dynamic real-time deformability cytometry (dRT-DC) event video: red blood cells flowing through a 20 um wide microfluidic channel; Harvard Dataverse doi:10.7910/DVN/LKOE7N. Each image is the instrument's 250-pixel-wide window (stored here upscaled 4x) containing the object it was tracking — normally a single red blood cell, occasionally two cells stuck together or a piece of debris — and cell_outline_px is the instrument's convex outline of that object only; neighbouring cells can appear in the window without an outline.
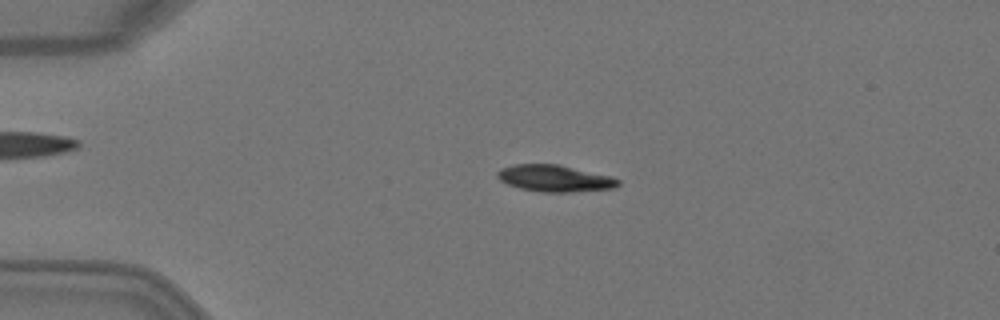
{"species": "Egyptian fruit bat (a non-hibernating species)", "species_latin": "Rousettus aegyptiacus", "temperature_condition": "warm", "stored_images_in_passage": 4, "camera_frame_rate_fps": 3000, "um_per_image_px": 0.085, "animal": {"sex": "female"}, "frame": {"image": 1, "passage_image": 3, "time_ms": 0.667, "image_size_px": [1000, 320], "cell_outline_px": [[620, 184], [616, 188], [572, 192], [540, 192], [520, 188], [508, 184], [500, 180], [496, 176], [496, 172], [500, 168], [512, 164], [556, 164], [612, 176], [620, 180]], "centroid_in_image_um": [47.15, 15.16], "position_along_channel_um": 37.9, "area_um2": 18.9}}